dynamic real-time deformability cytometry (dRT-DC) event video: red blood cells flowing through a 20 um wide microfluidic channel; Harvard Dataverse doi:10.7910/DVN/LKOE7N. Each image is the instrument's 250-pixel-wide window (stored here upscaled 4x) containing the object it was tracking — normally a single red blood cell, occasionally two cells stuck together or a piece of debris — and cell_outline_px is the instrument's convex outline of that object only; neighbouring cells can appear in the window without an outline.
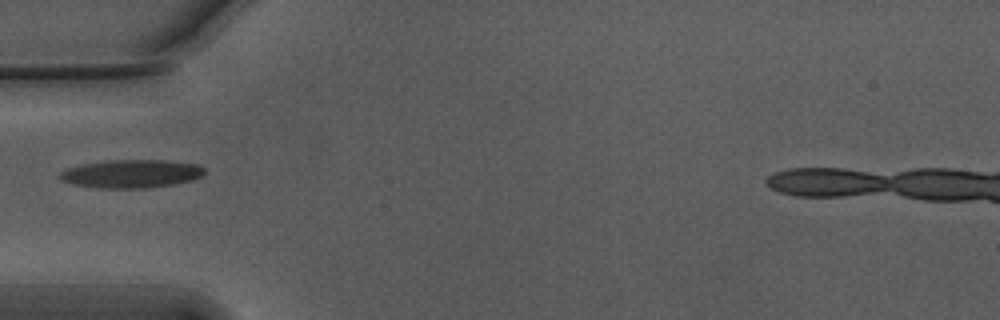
{"species": "Egyptian fruit bat (a non-hibernating species)", "species_latin": "Rousettus aegyptiacus", "temperature_condition": "warm", "stored_images_in_passage": 38, "camera_frame_rate_fps": 3000, "um_per_image_px": 0.085, "animal": {"sex": "male"}, "frame": {"image": 1, "passage_image": 1, "time_ms": 0.0, "image_size_px": [1000, 320], "cell_outline_px": [[204, 172], [200, 176], [192, 180], [172, 184], [144, 188], [100, 188], [72, 184], [60, 180], [56, 176], [60, 172], [68, 168], [80, 164], [108, 160], [164, 160], [196, 164], [204, 168]], "centroid_in_image_um": [11.09, 14.76], "position_along_channel_um": 73.9, "area_um2": 23.76}}
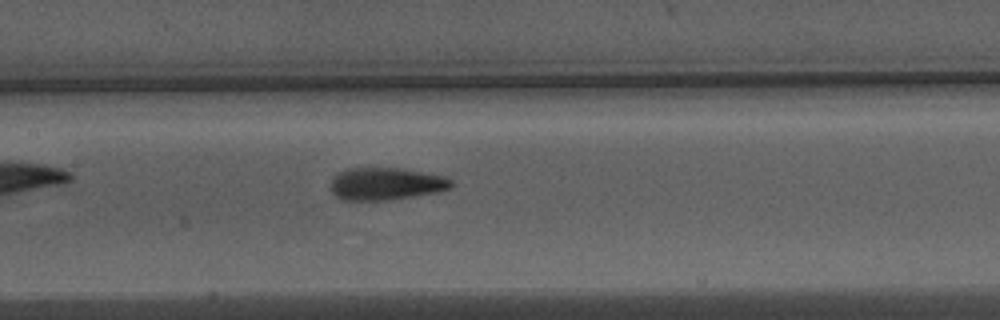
{"frame": {"image": 2, "passage_image": 9, "time_ms": 2.667, "image_size_px": [1000, 320], "cell_outline_px": [[452, 188], [436, 192], [392, 200], [340, 200], [332, 192], [332, 180], [340, 172], [348, 168], [404, 168], [444, 176], [452, 180]], "centroid_in_image_um": [32.83, 15.63], "position_along_channel_um": 174.6, "area_um2": 22.77}}
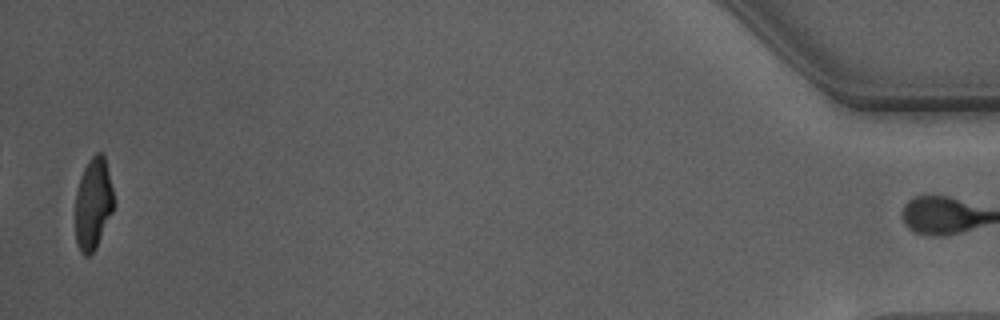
{"frame": {"image": 3, "passage_image": 37, "time_ms": 12.0, "image_size_px": [1000, 320], "cell_outline_px": [[116, 204], [96, 248], [88, 256], [84, 256], [80, 252], [76, 240], [76, 192], [84, 168], [88, 160], [96, 152], [100, 152], [104, 156]], "centroid_in_image_um": [7.94, 17.33], "position_along_channel_um": 427.3, "area_um2": 20.46}}